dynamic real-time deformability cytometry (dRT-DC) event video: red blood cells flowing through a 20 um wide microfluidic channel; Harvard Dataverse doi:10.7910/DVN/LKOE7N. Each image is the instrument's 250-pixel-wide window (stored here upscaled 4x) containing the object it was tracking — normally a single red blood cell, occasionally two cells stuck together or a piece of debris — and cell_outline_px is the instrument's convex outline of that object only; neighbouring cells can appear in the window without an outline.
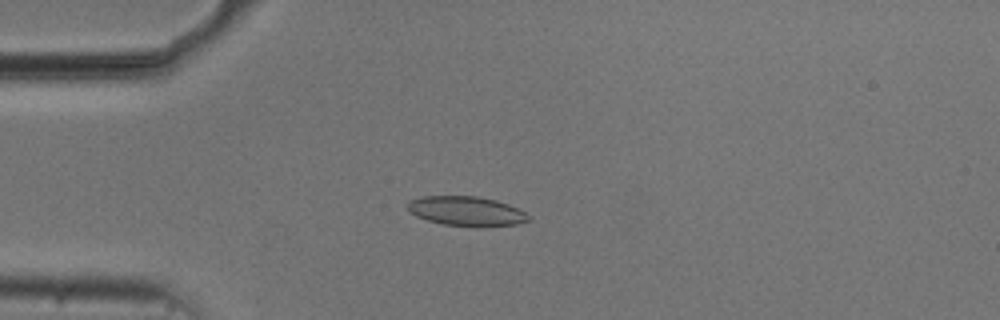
{"species": "common noctule bat (a hibernating species)", "species_latin": "Nyctalus noctula", "temperature_condition": "cold", "stored_images_in_passage": 41, "camera_frame_rate_fps": 3000, "um_per_image_px": 0.085, "animal": {"sex": "male", "body_mass_g": 20.5, "forearm_length_mm": 52.5}, "frame": {"image": 1, "passage_image": 1, "time_ms": 0.0, "image_size_px": [1000, 320], "cell_outline_px": [[532, 220], [516, 224], [444, 224], [428, 220], [416, 216], [408, 208], [408, 204], [412, 200], [424, 196], [476, 196], [496, 200], [520, 208], [532, 216]], "centroid_in_image_um": [39.7, 17.9], "position_along_channel_um": 45.3, "area_um2": 20.0}}
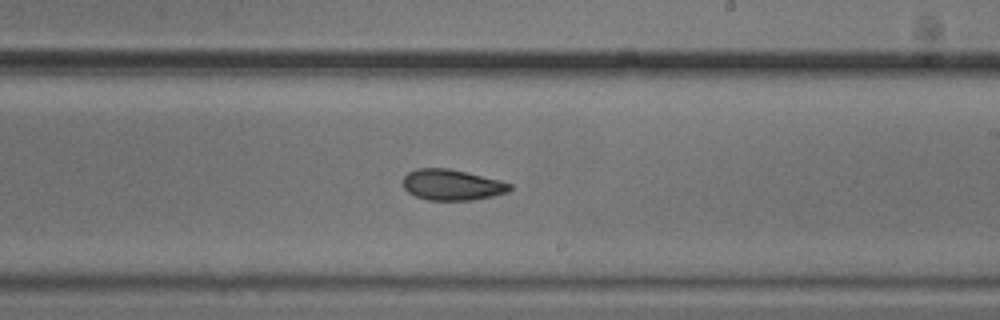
{"frame": {"image": 2, "passage_image": 19, "time_ms": 6.0, "image_size_px": [1000, 320], "cell_outline_px": [[512, 188], [508, 192], [492, 196], [472, 200], [428, 200], [416, 196], [408, 192], [404, 188], [404, 176], [408, 172], [416, 168], [448, 168], [500, 180], [512, 184]], "centroid_in_image_um": [38.42, 15.71], "position_along_channel_um": 250.6, "area_um2": 19.13}}
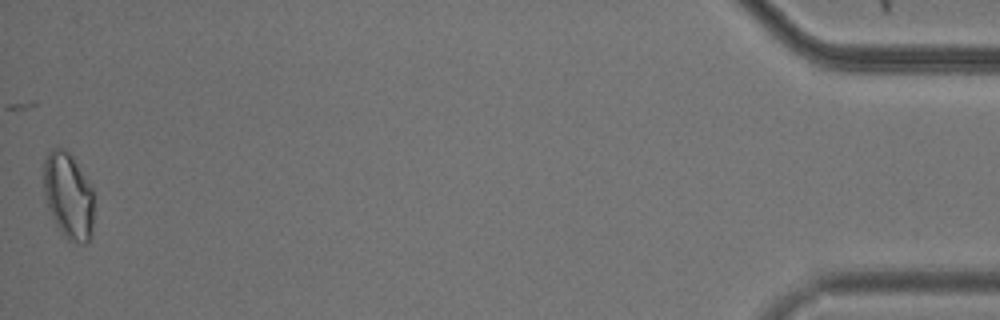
{"frame": {"image": 3, "passage_image": 41, "time_ms": 13.333, "image_size_px": [1000, 320], "cell_outline_px": [[92, 232], [88, 240], [84, 244], [80, 244], [68, 240], [60, 232], [48, 208], [44, 196], [44, 160], [48, 152], [52, 148], [64, 148], [72, 156], [92, 188]], "centroid_in_image_um": [5.79, 16.64], "position_along_channel_um": 429.4, "area_um2": 25.09}, "authors_computed_cell_mechanics": {"area_um2": 20.1722, "velocity_mm_per_s": 3.7066, "shape_relaxation_time_tau1_ms": null, "shape_relaxation_time_tau2_ms": 3.1624, "deformation_change_tau1": null, "deformation_change_tau2": 0.09}}